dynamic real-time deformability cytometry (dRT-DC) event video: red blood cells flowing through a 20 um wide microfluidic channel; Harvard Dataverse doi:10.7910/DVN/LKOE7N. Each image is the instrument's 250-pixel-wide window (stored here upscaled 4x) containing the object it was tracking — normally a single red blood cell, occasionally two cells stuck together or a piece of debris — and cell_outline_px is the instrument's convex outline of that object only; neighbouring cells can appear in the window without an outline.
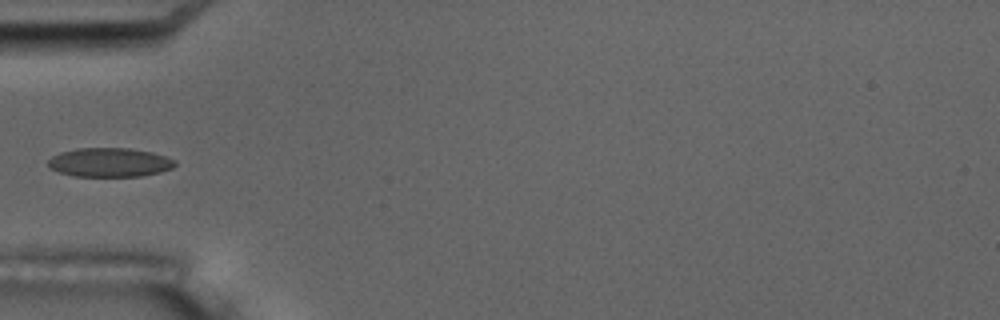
{"species": "common noctule bat (a hibernating species)", "species_latin": "Nyctalus noctula", "temperature_condition": "room temperature", "stored_images_in_passage": 5, "camera_frame_rate_fps": 3000, "um_per_image_px": 0.085, "animal": {"sex": "male", "body_mass_g": 17.5, "forearm_length_mm": 52.3}, "frame": {"image": 1, "passage_image": 5, "time_ms": 5.333, "image_size_px": [1000, 320], "cell_outline_px": [[176, 164], [172, 168], [160, 172], [140, 176], [72, 176], [60, 172], [52, 168], [48, 164], [48, 160], [52, 156], [60, 152], [76, 148], [128, 148], [152, 152], [176, 160]], "centroid_in_image_um": [9.32, 13.8], "position_along_channel_um": 75.7, "area_um2": 21.39}}